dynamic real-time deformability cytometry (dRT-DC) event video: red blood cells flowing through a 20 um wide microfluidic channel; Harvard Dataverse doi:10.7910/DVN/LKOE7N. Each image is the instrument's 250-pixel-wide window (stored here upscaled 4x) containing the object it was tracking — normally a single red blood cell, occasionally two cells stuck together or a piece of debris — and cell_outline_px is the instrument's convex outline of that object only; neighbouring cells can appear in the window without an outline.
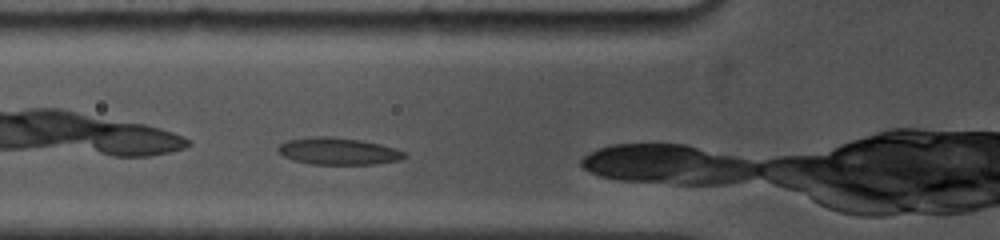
{"species": "common noctule bat (a hibernating species)", "species_latin": "Nyctalus noctula", "temperature_condition": "cold", "stored_images_in_passage": 12, "camera_frame_rate_fps": 5000, "um_per_image_px": 0.085, "animal": {"sex": "female", "body_mass_g": 19.0, "forearm_length_mm": 53.3}, "frame": {"image": 1, "passage_image": 3, "time_ms": 0.8, "image_size_px": [1000, 240], "cell_outline_px": [[408, 156], [400, 160], [376, 164], [312, 164], [292, 160], [276, 152], [276, 148], [280, 144], [288, 140], [316, 136], [332, 136], [360, 140], [380, 144], [396, 148], [404, 152]], "centroid_in_image_um": [28.74, 12.85], "position_along_channel_um": 97.1, "area_um2": 20.0}}